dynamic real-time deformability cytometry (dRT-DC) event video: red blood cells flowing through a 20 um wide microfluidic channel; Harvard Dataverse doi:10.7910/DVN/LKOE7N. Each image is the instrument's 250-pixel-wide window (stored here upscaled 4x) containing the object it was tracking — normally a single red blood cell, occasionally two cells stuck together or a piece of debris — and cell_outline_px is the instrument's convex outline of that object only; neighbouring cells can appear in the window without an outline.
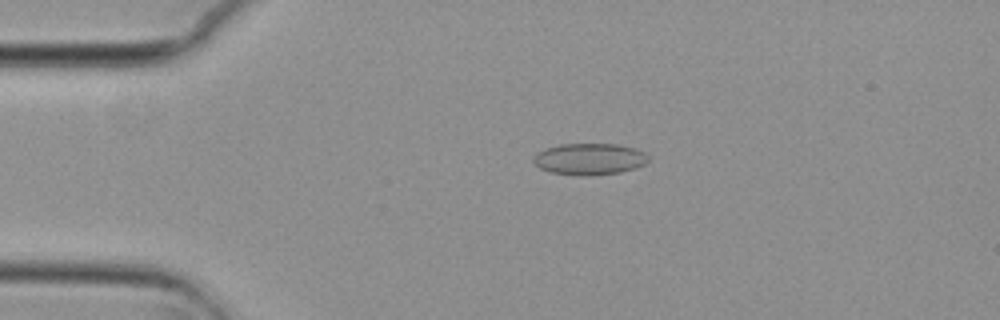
{"species": "common noctule bat (a hibernating species)", "species_latin": "Nyctalus noctula", "temperature_condition": "cold", "stored_images_in_passage": 55, "camera_frame_rate_fps": 3000, "um_per_image_px": 0.085, "animal": {"sex": "female", "body_mass_g": 29.2, "forearm_length_mm": 56.3}, "frame": {"image": 1, "passage_image": 12, "time_ms": 3.667, "image_size_px": [1000, 320], "cell_outline_px": [[648, 160], [644, 164], [636, 168], [620, 172], [592, 176], [576, 176], [552, 172], [540, 168], [532, 160], [532, 156], [536, 152], [560, 144], [616, 144], [636, 148], [644, 152], [648, 156]], "centroid_in_image_um": [50.1, 13.52], "position_along_channel_um": 34.9, "area_um2": 21.27}}
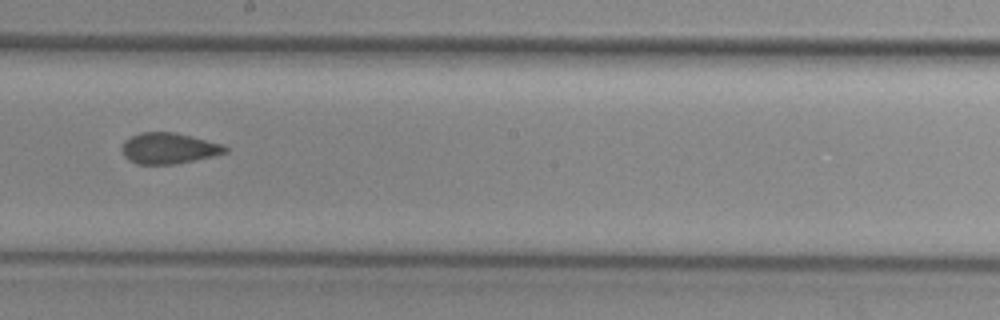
{"frame": {"image": 2, "passage_image": 31, "time_ms": 10.0, "image_size_px": [1000, 320], "cell_outline_px": [[228, 152], [212, 156], [176, 164], [136, 164], [128, 160], [124, 156], [120, 148], [124, 140], [140, 132], [176, 132], [224, 144], [228, 148]], "centroid_in_image_um": [14.33, 12.6], "position_along_channel_um": 233.9, "area_um2": 18.84}}
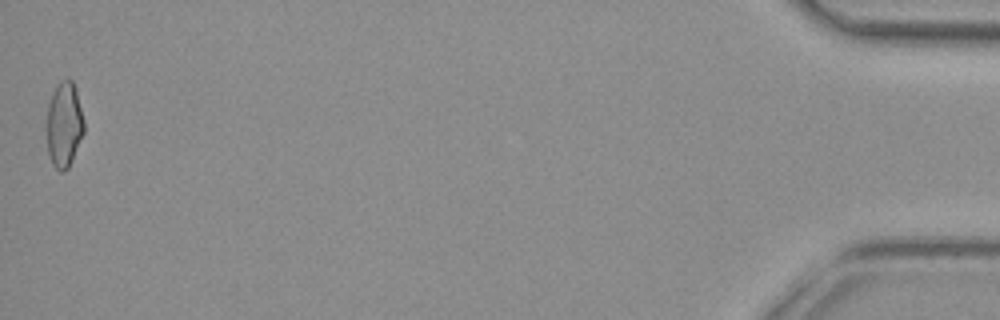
{"frame": {"image": 3, "passage_image": 55, "time_ms": 18.0, "image_size_px": [1000, 320], "cell_outline_px": [[84, 132], [72, 160], [68, 168], [64, 172], [60, 172], [52, 164], [48, 152], [44, 128], [48, 104], [52, 92], [56, 84], [60, 80], [68, 76], [72, 80], [76, 88], [84, 120]], "centroid_in_image_um": [5.41, 10.55], "position_along_channel_um": 429.8, "area_um2": 19.31}, "authors_computed_cell_mechanics": {"area_um2": 19.2474, "velocity_mm_per_s": 3.7345, "shape_relaxation_time_tau1_ms": null, "shape_relaxation_time_tau2_ms": 2.0859, "deformation_change_tau1": null, "deformation_change_tau2": 0.0956}}